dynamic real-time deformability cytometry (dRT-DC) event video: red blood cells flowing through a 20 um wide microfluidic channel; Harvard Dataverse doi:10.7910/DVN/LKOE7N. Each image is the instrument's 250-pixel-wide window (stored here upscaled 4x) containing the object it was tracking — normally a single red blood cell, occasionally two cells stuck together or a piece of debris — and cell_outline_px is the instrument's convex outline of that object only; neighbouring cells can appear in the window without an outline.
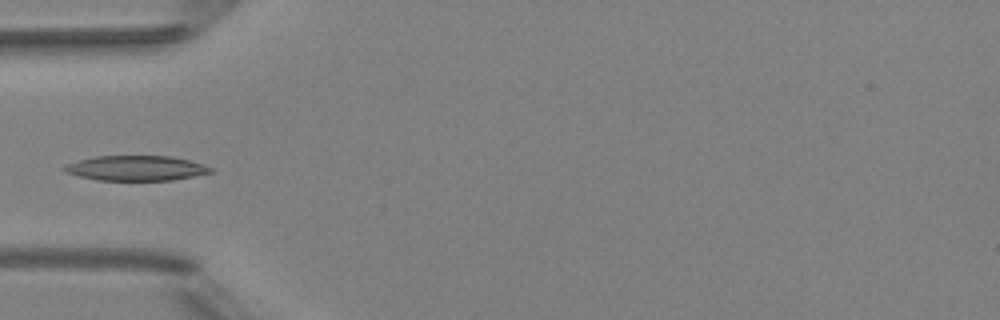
{"species": "Egyptian fruit bat (a non-hibernating species)", "species_latin": "Rousettus aegyptiacus", "temperature_condition": "room temperature", "stored_images_in_passage": 6, "camera_frame_rate_fps": 3000, "um_per_image_px": 0.085, "animal": {"sex": "female"}, "frame": {"image": 1, "passage_image": 4, "time_ms": 4.333, "image_size_px": [1000, 320], "cell_outline_px": [[216, 172], [172, 180], [96, 180], [64, 172], [60, 168], [68, 164], [80, 160], [96, 156], [172, 156], [204, 164], [212, 168]], "centroid_in_image_um": [11.6, 14.29], "position_along_channel_um": 73.4, "area_um2": 21.33}}
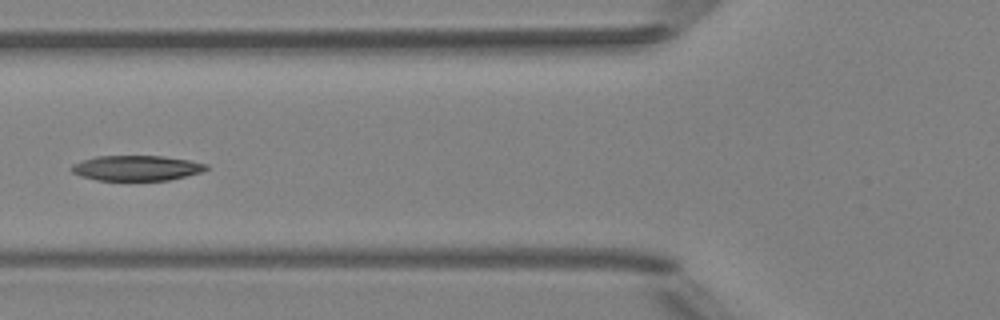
{"frame": {"image": 2, "passage_image": 5, "time_ms": 5.333, "image_size_px": [1000, 320], "cell_outline_px": [[208, 168], [200, 172], [168, 180], [96, 180], [80, 176], [72, 172], [68, 168], [72, 164], [96, 156], [164, 156], [188, 160], [208, 164]], "centroid_in_image_um": [11.56, 14.28], "position_along_channel_um": 114.2, "area_um2": 19.71}}
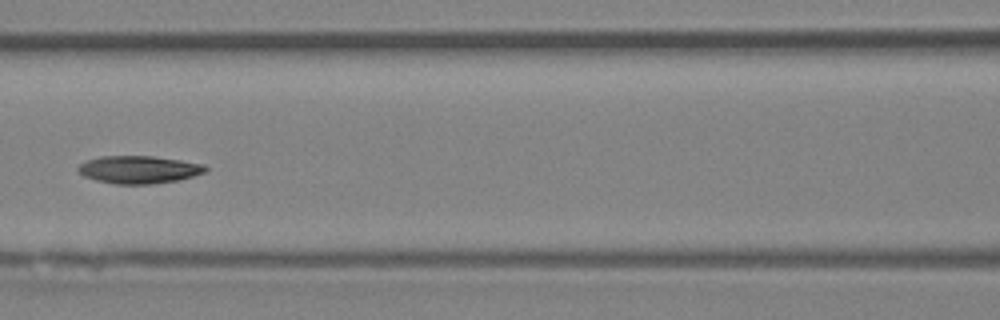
{"frame": {"image": 3, "passage_image": 6, "time_ms": 6.333, "image_size_px": [1000, 320], "cell_outline_px": [[208, 168], [204, 172], [180, 180], [152, 184], [116, 184], [96, 180], [84, 176], [76, 168], [80, 164], [88, 160], [100, 156], [152, 156], [180, 160], [204, 164]], "centroid_in_image_um": [11.81, 14.41], "position_along_channel_um": 154.8, "area_um2": 20.46}}